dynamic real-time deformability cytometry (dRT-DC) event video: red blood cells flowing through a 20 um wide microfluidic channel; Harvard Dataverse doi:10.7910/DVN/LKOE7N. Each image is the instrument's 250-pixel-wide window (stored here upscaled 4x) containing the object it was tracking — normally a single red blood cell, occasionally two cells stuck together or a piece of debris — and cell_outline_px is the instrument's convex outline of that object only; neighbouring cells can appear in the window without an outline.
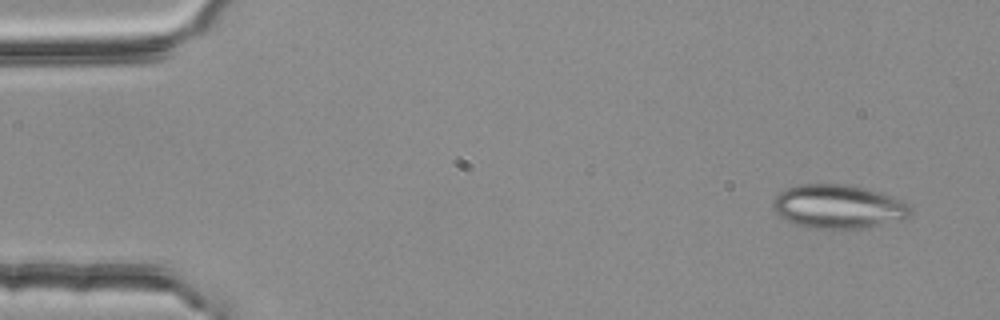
{"species": "common noctule bat (a hibernating species)", "species_latin": "Nyctalus noctula", "temperature_condition": "room temperature", "stored_images_in_passage": 2, "camera_frame_rate_fps": 3000, "um_per_image_px": 0.085, "animal": {"sex": "female", "body_mass_g": 25.1}, "frame": {"image": 1, "passage_image": 1, "time_ms": 0.0, "image_size_px": [1000, 320], "cell_outline_px": [[912, 212], [904, 220], [860, 228], [808, 228], [792, 224], [780, 216], [772, 208], [772, 200], [780, 192], [788, 188], [800, 184], [848, 184], [864, 188], [892, 196], [908, 204], [912, 208]], "centroid_in_image_um": [71.24, 17.56], "position_along_channel_um": 13.8, "area_um2": 35.14}}